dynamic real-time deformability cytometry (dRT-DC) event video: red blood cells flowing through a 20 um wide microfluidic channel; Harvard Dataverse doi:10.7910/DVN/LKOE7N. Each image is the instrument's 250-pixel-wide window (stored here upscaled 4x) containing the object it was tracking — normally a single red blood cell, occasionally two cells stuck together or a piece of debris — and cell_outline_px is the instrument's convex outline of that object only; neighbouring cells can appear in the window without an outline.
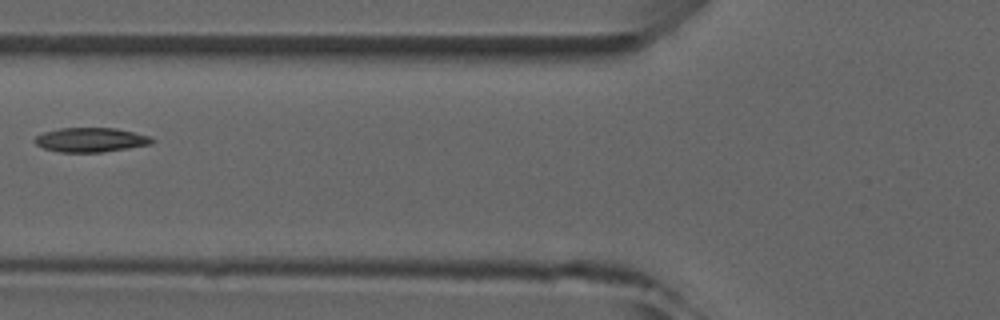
{"species": "common noctule bat (a hibernating species)", "species_latin": "Nyctalus noctula", "temperature_condition": "room temperature", "stored_images_in_passage": 3, "camera_frame_rate_fps": 3000, "um_per_image_px": 0.085, "animal": {"sex": "male", "forearm_length_mm": 52.5}, "frame": {"image": 1, "passage_image": 2, "time_ms": 1.0, "image_size_px": [1000, 320], "cell_outline_px": [[156, 140], [152, 144], [100, 152], [60, 152], [44, 148], [36, 144], [36, 136], [44, 132], [60, 128], [116, 128], [152, 136]], "centroid_in_image_um": [7.77, 11.88], "position_along_channel_um": 118.0, "area_um2": 16.53}}
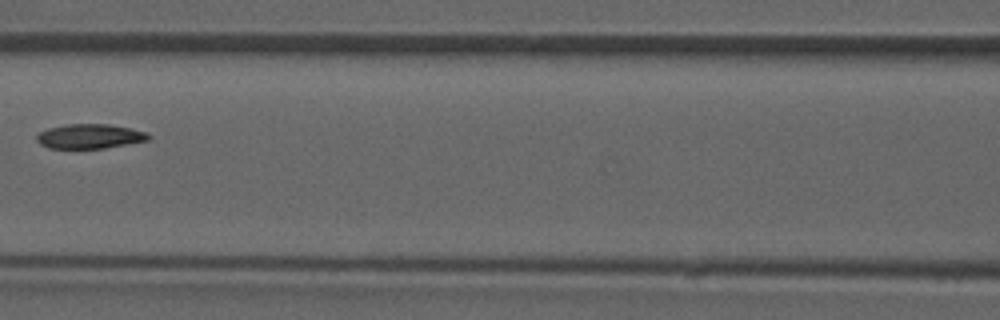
{"frame": {"image": 2, "passage_image": 3, "time_ms": 2.0, "image_size_px": [1000, 320], "cell_outline_px": [[152, 136], [148, 140], [104, 148], [48, 148], [40, 144], [36, 140], [36, 136], [40, 132], [48, 128], [68, 124], [108, 124], [148, 132]], "centroid_in_image_um": [7.62, 11.58], "position_along_channel_um": 159.0, "area_um2": 15.9}}